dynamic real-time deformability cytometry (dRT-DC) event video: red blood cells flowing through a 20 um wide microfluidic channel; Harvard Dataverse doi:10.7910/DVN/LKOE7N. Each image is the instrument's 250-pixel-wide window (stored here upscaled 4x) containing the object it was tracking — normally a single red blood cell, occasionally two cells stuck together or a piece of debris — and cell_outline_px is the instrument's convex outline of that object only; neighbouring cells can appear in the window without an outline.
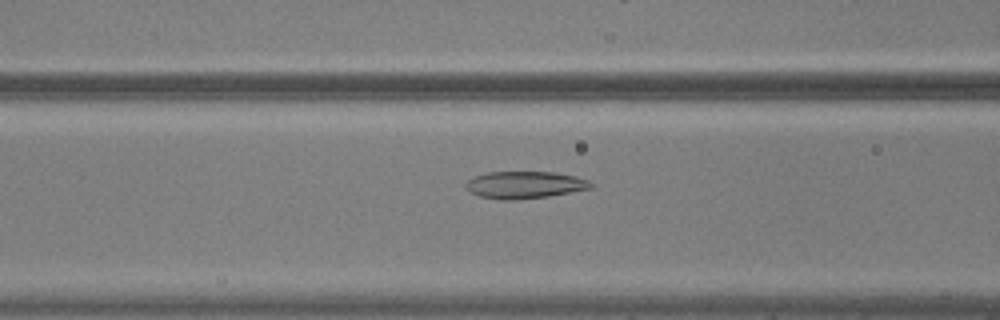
{"species": "common noctule bat (a hibernating species)", "species_latin": "Nyctalus noctula", "temperature_condition": "warm", "stored_images_in_passage": 55, "camera_frame_rate_fps": 3000, "um_per_image_px": 0.085, "animal": {"sex": "male", "body_mass_g": 20.5, "forearm_length_mm": 52.5}, "frame": {"image": 1, "passage_image": 23, "time_ms": 7.333, "image_size_px": [1000, 320], "cell_outline_px": [[596, 184], [592, 188], [548, 196], [516, 200], [500, 200], [480, 196], [468, 192], [464, 188], [464, 184], [468, 180], [476, 176], [488, 172], [556, 172], [576, 176], [588, 180]], "centroid_in_image_um": [44.59, 15.72], "position_along_channel_um": 122.0, "area_um2": 20.0}}
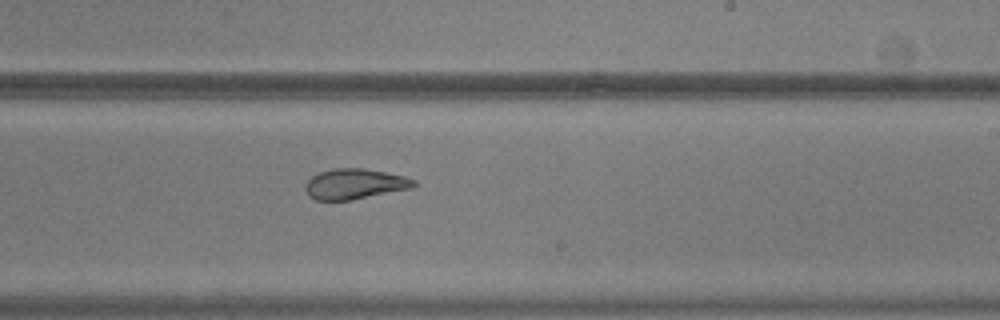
{"frame": {"image": 2, "passage_image": 34, "time_ms": 11.0, "image_size_px": [1000, 320], "cell_outline_px": [[416, 184], [412, 188], [352, 200], [316, 200], [308, 196], [304, 188], [304, 184], [312, 176], [320, 172], [332, 168], [364, 168], [404, 176], [416, 180]], "centroid_in_image_um": [30.12, 15.64], "position_along_channel_um": 258.9, "area_um2": 19.31}}
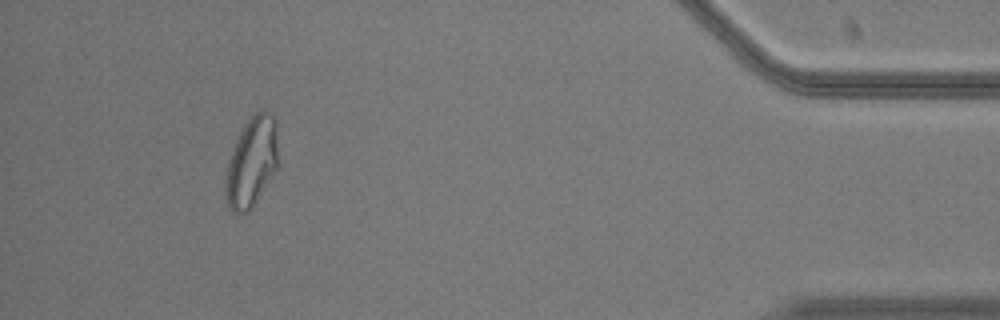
{"frame": {"image": 3, "passage_image": 51, "time_ms": 16.667, "image_size_px": [1000, 320], "cell_outline_px": [[276, 168], [252, 208], [248, 212], [240, 216], [232, 212], [228, 208], [224, 196], [224, 180], [228, 160], [236, 140], [244, 124], [256, 108], [264, 108], [272, 112], [276, 120]], "centroid_in_image_um": [21.34, 13.76], "position_along_channel_um": 413.9, "area_um2": 28.09}, "authors_computed_cell_mechanics": {"area_um2": 23.5824, "velocity_mm_per_s": 3.7262, "shape_relaxation_time_tau1_ms": 9.587, "shape_relaxation_time_tau2_ms": 1.4166, "deformation_change_tau1": 0.2543, "deformation_change_tau2": 0.0887}}